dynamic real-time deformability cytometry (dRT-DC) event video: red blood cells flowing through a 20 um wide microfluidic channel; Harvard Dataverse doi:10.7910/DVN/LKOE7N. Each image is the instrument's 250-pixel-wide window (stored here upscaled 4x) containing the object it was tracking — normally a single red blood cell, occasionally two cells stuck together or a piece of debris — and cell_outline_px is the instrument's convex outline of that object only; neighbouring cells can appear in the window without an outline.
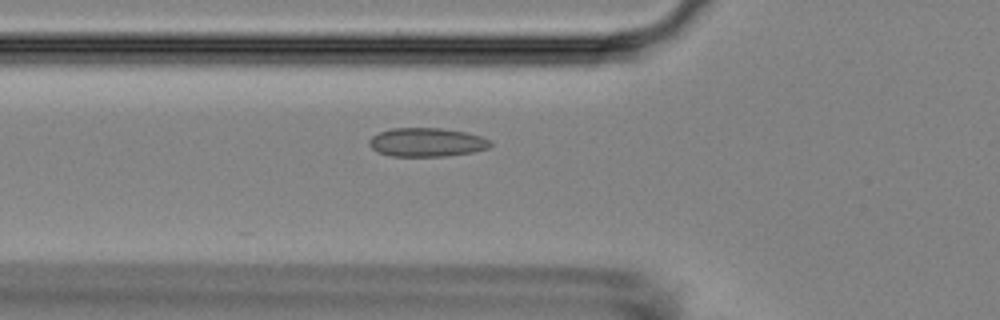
{"species": "Egyptian fruit bat (a non-hibernating species)", "species_latin": "Rousettus aegyptiacus", "temperature_condition": "room temperature", "stored_images_in_passage": 46, "camera_frame_rate_fps": 3000, "um_per_image_px": 0.085, "animal": {"sex": "female"}, "frame": {"image": 1, "passage_image": 11, "time_ms": 3.333, "image_size_px": [1000, 320], "cell_outline_px": [[492, 144], [488, 148], [472, 152], [448, 156], [392, 156], [376, 152], [368, 144], [368, 140], [372, 136], [380, 132], [392, 128], [440, 128], [464, 132], [480, 136], [492, 140]], "centroid_in_image_um": [36.26, 12.1], "position_along_channel_um": 89.5, "area_um2": 20.35}}
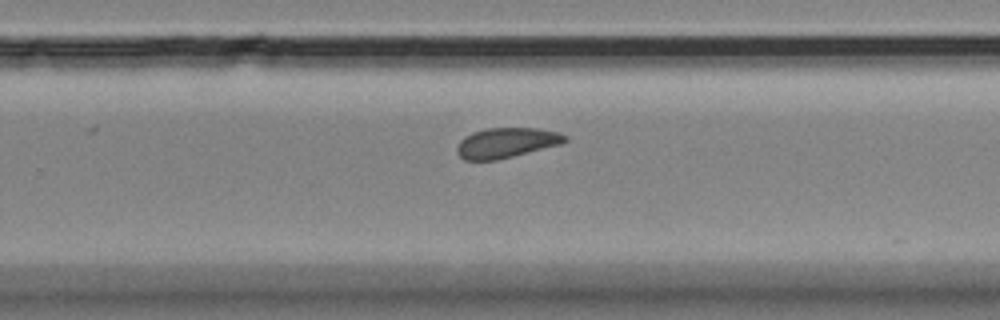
{"frame": {"image": 2, "passage_image": 27, "time_ms": 8.667, "image_size_px": [1000, 320], "cell_outline_px": [[568, 140], [560, 144], [496, 160], [464, 160], [456, 152], [456, 148], [460, 140], [464, 136], [472, 132], [488, 128], [536, 128], [560, 132], [568, 136]], "centroid_in_image_um": [43.03, 12.12], "position_along_channel_um": 286.8, "area_um2": 18.9}}
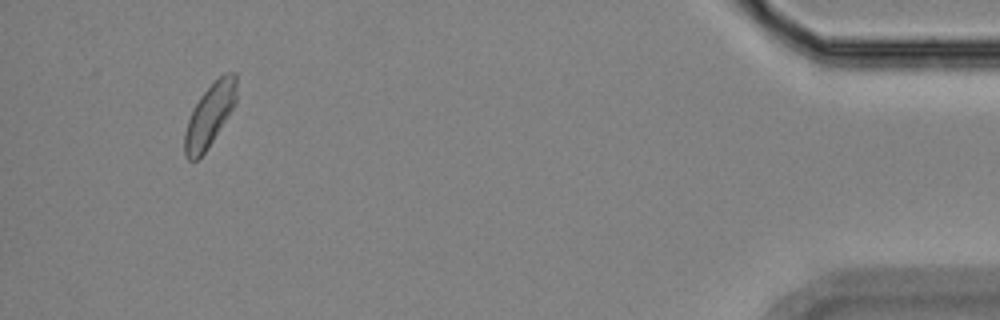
{"frame": {"image": 3, "passage_image": 43, "time_ms": 14.0, "image_size_px": [1000, 320], "cell_outline_px": [[236, 100], [228, 116], [208, 148], [196, 160], [188, 160], [184, 156], [184, 132], [188, 120], [200, 96], [224, 72], [236, 72]], "centroid_in_image_um": [17.81, 9.81], "position_along_channel_um": 417.4, "area_um2": 18.67}, "authors_computed_cell_mechanics": {"area_um2": 19.4497, "velocity_mm_per_s": 3.6985, "shape_relaxation_time_tau1_ms": null, "shape_relaxation_time_tau2_ms": 1.8039, "deformation_change_tau1": null, "deformation_change_tau2": 0.0669}}